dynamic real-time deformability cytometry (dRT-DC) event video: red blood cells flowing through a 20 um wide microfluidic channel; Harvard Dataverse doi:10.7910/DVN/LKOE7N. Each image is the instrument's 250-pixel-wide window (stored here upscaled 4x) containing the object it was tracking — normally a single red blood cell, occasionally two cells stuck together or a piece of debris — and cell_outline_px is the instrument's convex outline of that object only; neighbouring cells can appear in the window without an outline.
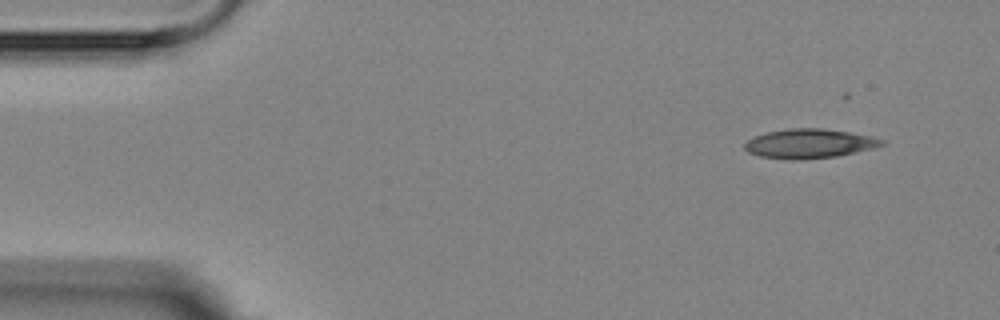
{"species": "Egyptian fruit bat (a non-hibernating species)", "species_latin": "Rousettus aegyptiacus", "temperature_condition": "room temperature", "stored_images_in_passage": 5, "camera_frame_rate_fps": 3000, "um_per_image_px": 0.085, "animal": {"sex": "female"}, "frame": {"image": 1, "passage_image": 1, "time_ms": 0.0, "image_size_px": [1000, 320], "cell_outline_px": [[888, 144], [876, 148], [836, 156], [800, 160], [788, 160], [760, 156], [748, 152], [744, 148], [744, 144], [752, 136], [768, 132], [788, 128], [820, 128], [848, 132], [872, 136], [884, 140]], "centroid_in_image_um": [68.81, 12.21], "position_along_channel_um": 16.2, "area_um2": 23.64}}
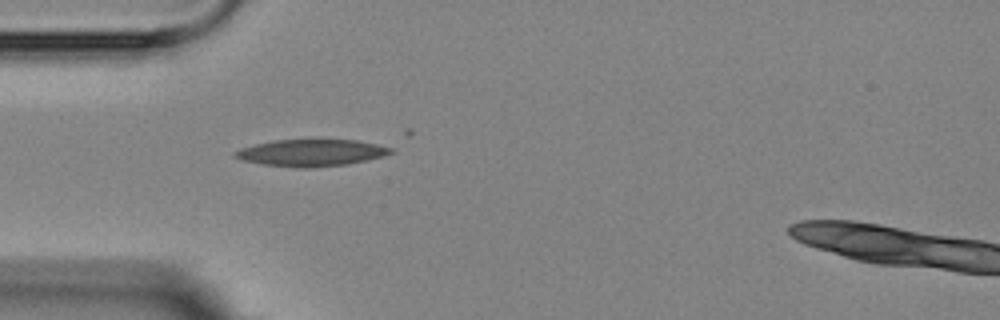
{"frame": {"image": 2, "passage_image": 4, "time_ms": 3.667, "image_size_px": [1000, 320], "cell_outline_px": [[396, 152], [384, 156], [368, 160], [348, 164], [308, 168], [296, 168], [260, 164], [244, 160], [232, 156], [232, 152], [240, 148], [272, 140], [356, 140], [376, 144], [392, 148]], "centroid_in_image_um": [26.45, 12.99], "position_along_channel_um": 58.5, "area_um2": 24.51}}